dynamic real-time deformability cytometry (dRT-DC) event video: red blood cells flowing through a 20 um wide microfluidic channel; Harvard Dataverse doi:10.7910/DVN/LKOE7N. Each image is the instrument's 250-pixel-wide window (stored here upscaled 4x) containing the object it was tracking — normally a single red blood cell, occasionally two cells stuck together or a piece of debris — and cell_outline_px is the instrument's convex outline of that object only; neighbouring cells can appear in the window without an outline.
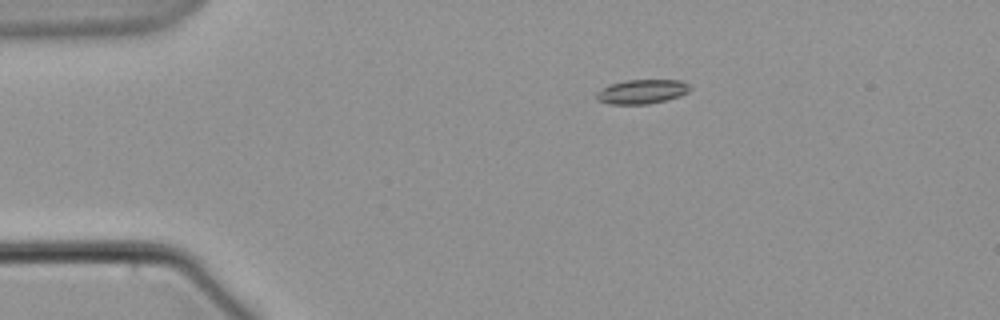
{"species": "common noctule bat (a hibernating species)", "species_latin": "Nyctalus noctula", "temperature_condition": "warm", "stored_images_in_passage": 2, "camera_frame_rate_fps": 3000, "um_per_image_px": 0.085, "animal": {"sex": "male", "body_mass_g": 21.5, "forearm_length_mm": 52.0}, "frame": {"image": 1, "passage_image": 2, "time_ms": 2.333, "image_size_px": [1000, 320], "cell_outline_px": [[692, 88], [688, 92], [680, 96], [648, 104], [608, 104], [596, 100], [596, 92], [608, 84], [624, 80], [680, 80], [688, 84]], "centroid_in_image_um": [54.53, 7.78], "position_along_channel_um": 30.5, "area_um2": 13.35}}